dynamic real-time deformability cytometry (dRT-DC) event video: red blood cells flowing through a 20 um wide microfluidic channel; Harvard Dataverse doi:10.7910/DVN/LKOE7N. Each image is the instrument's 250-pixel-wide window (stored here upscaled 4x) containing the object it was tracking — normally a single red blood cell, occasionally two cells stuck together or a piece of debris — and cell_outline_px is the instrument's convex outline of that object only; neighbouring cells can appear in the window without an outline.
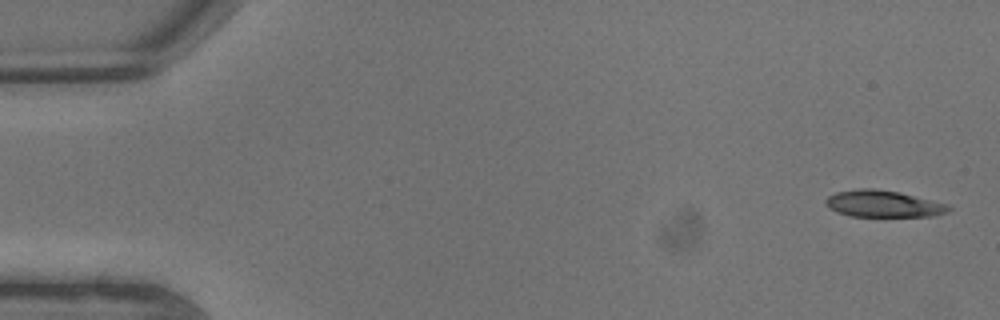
{"species": "common noctule bat (a hibernating species)", "species_latin": "Nyctalus noctula", "temperature_condition": "warm", "stored_images_in_passage": 7, "segment_of_instrument_passage": [1, 2], "camera_frame_rate_fps": 3000, "um_per_image_px": 0.085, "animal": {"sex": "male", "body_mass_g": 13.3}, "frame": {"image": 1, "passage_image": 1, "time_ms": 0.0, "image_size_px": [1000, 320], "cell_outline_px": [[952, 208], [948, 212], [932, 216], [852, 216], [836, 212], [828, 208], [824, 204], [824, 200], [828, 196], [836, 192], [860, 188], [872, 188], [900, 192], [948, 204]], "centroid_in_image_um": [75.05, 17.32], "position_along_channel_um": 9.9, "area_um2": 19.25}}
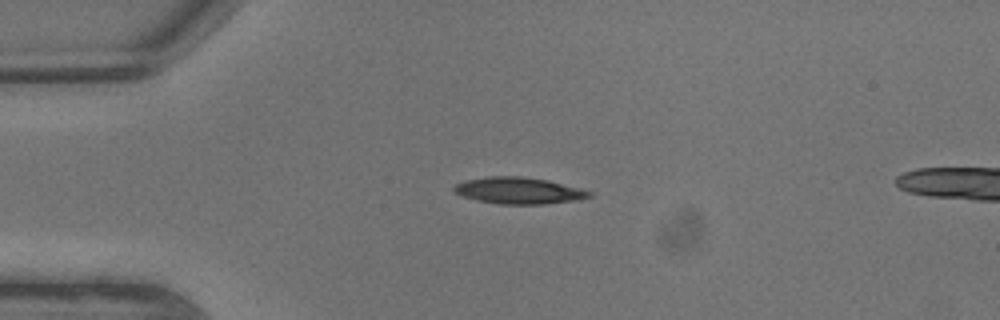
{"frame": {"image": 2, "passage_image": 5, "time_ms": 1.333, "image_size_px": [1000, 320], "cell_outline_px": [[592, 196], [580, 200], [544, 204], [500, 204], [476, 200], [452, 192], [452, 188], [456, 184], [464, 180], [488, 176], [520, 176], [548, 180], [580, 188], [592, 192]], "centroid_in_image_um": [44.09, 16.2], "position_along_channel_um": 40.9, "area_um2": 21.1}}